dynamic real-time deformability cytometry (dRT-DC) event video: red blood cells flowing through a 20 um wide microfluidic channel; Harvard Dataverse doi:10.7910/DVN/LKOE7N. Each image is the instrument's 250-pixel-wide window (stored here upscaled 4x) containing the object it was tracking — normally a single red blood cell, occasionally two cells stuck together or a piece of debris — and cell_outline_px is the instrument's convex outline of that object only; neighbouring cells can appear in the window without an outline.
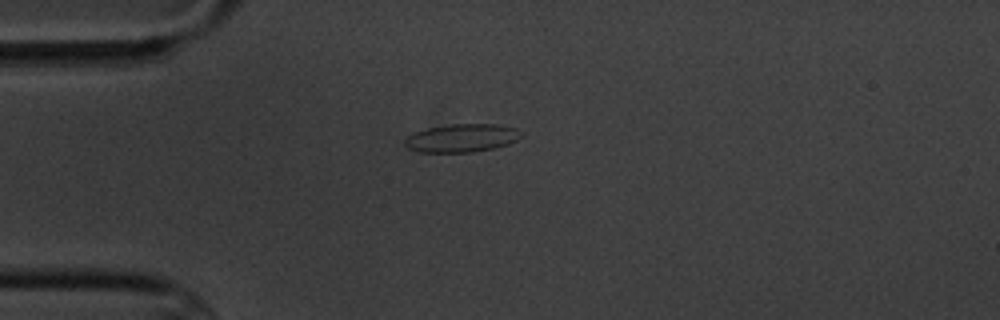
{"species": "common noctule bat (a hibernating species)", "species_latin": "Nyctalus noctula", "temperature_condition": "cold", "stored_images_in_passage": 4, "camera_frame_rate_fps": 3000, "um_per_image_px": 0.085, "animal": {"sex": "male", "body_mass_g": 20.1, "forearm_length_mm": 53.5}, "frame": {"image": 1, "passage_image": 1, "time_ms": 0.0, "image_size_px": [1000, 320], "cell_outline_px": [[524, 136], [508, 144], [492, 148], [472, 152], [416, 152], [408, 148], [404, 144], [404, 140], [408, 136], [416, 132], [428, 128], [448, 124], [496, 124], [516, 128]], "centroid_in_image_um": [39.24, 11.73], "position_along_channel_um": 45.8, "area_um2": 19.07}}
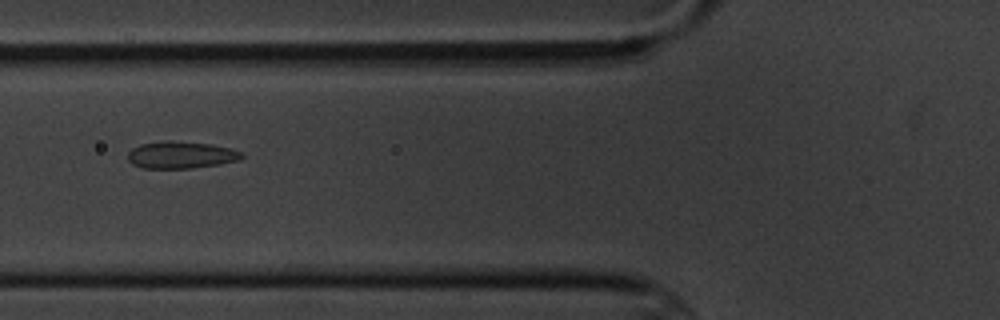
{"frame": {"image": 2, "passage_image": 3, "time_ms": 2.333, "image_size_px": [1000, 320], "cell_outline_px": [[244, 156], [240, 160], [220, 164], [192, 168], [144, 168], [132, 164], [128, 160], [128, 152], [132, 148], [140, 144], [164, 140], [172, 140], [212, 144], [232, 148], [244, 152]], "centroid_in_image_um": [15.41, 13.16], "position_along_channel_um": 110.4, "area_um2": 18.26}}
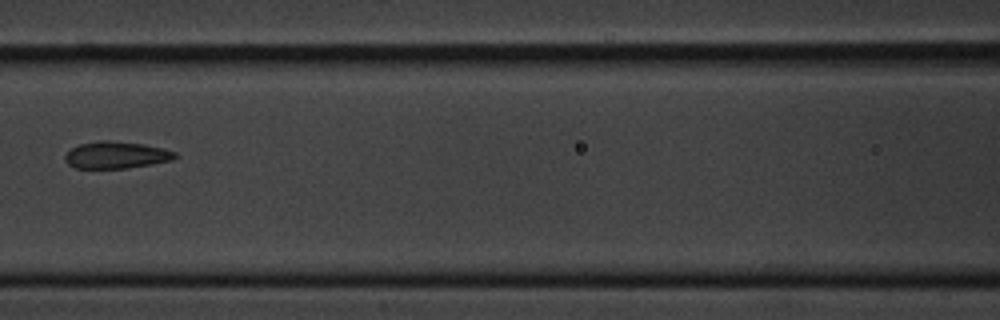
{"frame": {"image": 3, "passage_image": 4, "time_ms": 3.667, "image_size_px": [1000, 320], "cell_outline_px": [[176, 156], [172, 160], [152, 164], [128, 168], [76, 168], [68, 164], [64, 160], [64, 156], [72, 148], [80, 144], [100, 140], [108, 140], [144, 144], [164, 148], [176, 152]], "centroid_in_image_um": [9.88, 13.17], "position_along_channel_um": 156.7, "area_um2": 17.28}}